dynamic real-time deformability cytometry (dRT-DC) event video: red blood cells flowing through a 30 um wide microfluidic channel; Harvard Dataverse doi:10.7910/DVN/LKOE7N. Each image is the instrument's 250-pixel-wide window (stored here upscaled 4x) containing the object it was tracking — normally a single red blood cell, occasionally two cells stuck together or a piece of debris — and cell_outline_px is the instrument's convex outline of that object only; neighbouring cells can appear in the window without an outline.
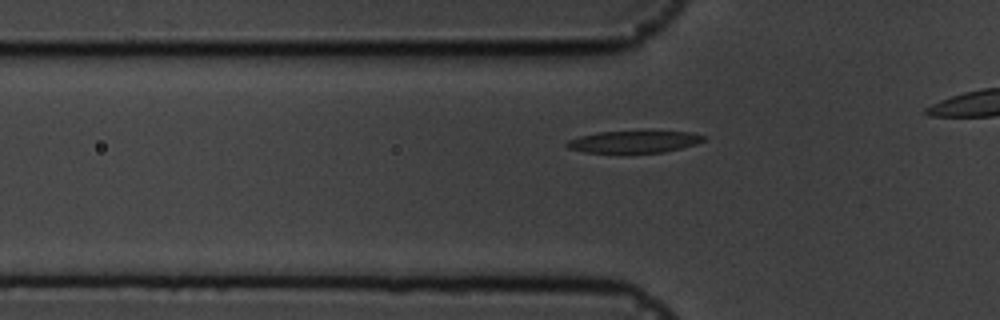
{"species": "common noctule bat (a hibernating species)", "species_latin": "Nyctalus noctula", "temperature_condition": "cold", "stored_images_in_passage": 18, "camera_frame_rate_fps": 3000, "um_per_image_px": 0.085, "animal": {"sex": "male", "body_mass_g": 19.5, "forearm_length_mm": 54.6}, "frame": {"image": 1, "passage_image": 8, "time_ms": 2.333, "image_size_px": [1000, 320], "cell_outline_px": [[708, 136], [704, 140], [696, 144], [664, 152], [584, 152], [568, 148], [564, 144], [568, 140], [580, 136], [600, 132], [688, 132]], "centroid_in_image_um": [53.88, 12.05], "position_along_channel_um": 71.9, "area_um2": 17.11}}
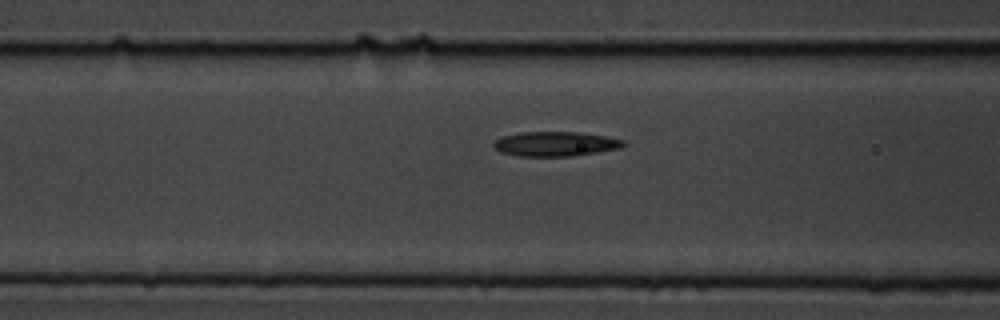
{"frame": {"image": 2, "passage_image": 12, "time_ms": 3.667, "image_size_px": [1000, 320], "cell_outline_px": [[624, 144], [620, 148], [572, 156], [520, 156], [500, 152], [492, 144], [496, 140], [504, 136], [520, 132], [580, 132], [608, 136], [624, 140]], "centroid_in_image_um": [47.22, 12.22], "position_along_channel_um": 119.4, "area_um2": 18.5}}
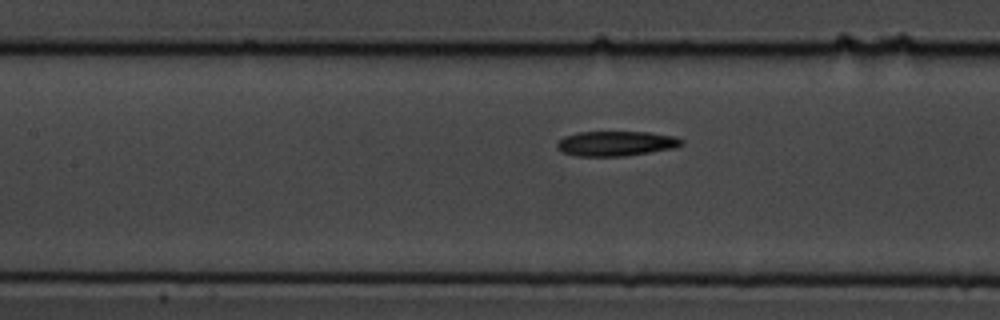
{"frame": {"image": 3, "passage_image": 15, "time_ms": 4.667, "image_size_px": [1000, 320], "cell_outline_px": [[684, 144], [676, 148], [624, 156], [576, 156], [560, 152], [556, 148], [556, 144], [564, 136], [576, 132], [648, 132], [676, 136], [684, 140]], "centroid_in_image_um": [52.36, 12.2], "position_along_channel_um": 155.0, "area_um2": 18.32}}